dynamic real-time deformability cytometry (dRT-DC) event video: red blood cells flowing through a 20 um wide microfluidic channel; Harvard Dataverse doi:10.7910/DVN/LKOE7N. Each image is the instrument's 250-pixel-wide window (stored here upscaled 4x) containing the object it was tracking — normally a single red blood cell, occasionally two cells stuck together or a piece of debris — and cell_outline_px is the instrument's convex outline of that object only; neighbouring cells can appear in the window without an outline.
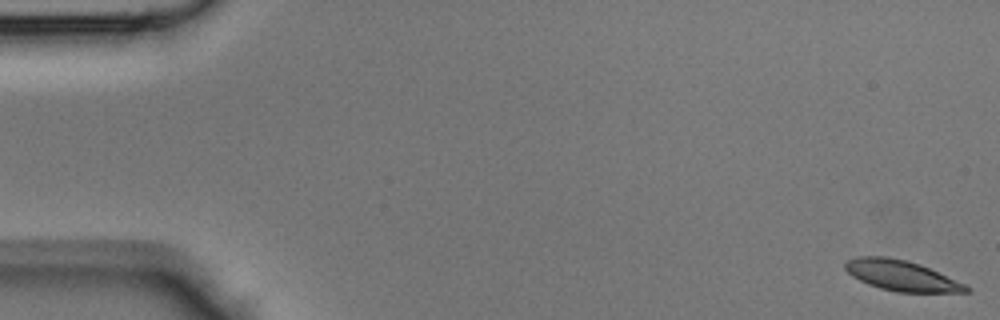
{"species": "Egyptian fruit bat (a non-hibernating species)", "species_latin": "Rousettus aegyptiacus", "temperature_condition": "room temperature", "stored_images_in_passage": 14, "camera_frame_rate_fps": 3000, "um_per_image_px": 0.085, "animal": {"sex": "male"}, "frame": {"image": 1, "passage_image": 1, "time_ms": 0.0, "image_size_px": [1000, 320], "cell_outline_px": [[972, 288], [968, 292], [896, 292], [880, 288], [868, 284], [852, 276], [844, 268], [844, 264], [848, 260], [856, 256], [888, 256], [920, 264], [964, 284]], "centroid_in_image_um": [76.59, 23.42], "position_along_channel_um": 8.4, "area_um2": 21.27}}